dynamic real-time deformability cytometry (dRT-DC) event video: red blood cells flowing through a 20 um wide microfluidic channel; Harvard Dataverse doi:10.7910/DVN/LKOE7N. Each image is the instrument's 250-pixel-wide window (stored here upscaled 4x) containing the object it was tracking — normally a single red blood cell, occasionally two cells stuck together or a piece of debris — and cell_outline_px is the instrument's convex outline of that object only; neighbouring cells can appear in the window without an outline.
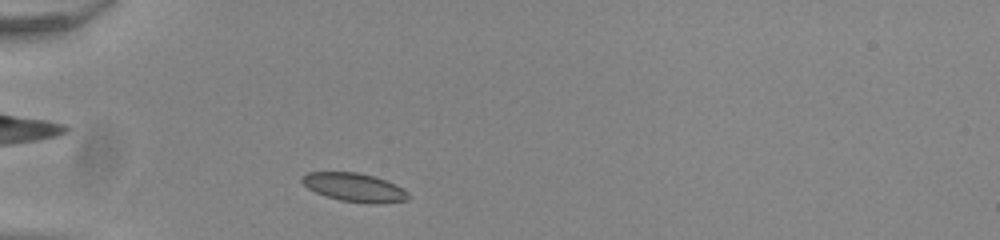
{"species": "common noctule bat (a hibernating species)", "species_latin": "Nyctalus noctula", "temperature_condition": "room temperature", "stored_images_in_passage": 33, "camera_frame_rate_fps": 3000, "um_per_image_px": 0.085, "animal": {"sex": "male", "body_mass_g": 20.0, "forearm_length_mm": 53.3}, "frame": {"image": 1, "passage_image": 1, "time_ms": 0.0, "image_size_px": [1000, 240], "cell_outline_px": [[412, 196], [408, 200], [376, 204], [340, 200], [316, 192], [308, 188], [300, 180], [300, 176], [308, 172], [356, 172], [372, 176], [384, 180], [408, 192]], "centroid_in_image_um": [30.1, 15.93], "position_along_channel_um": 54.9, "area_um2": 17.46}}
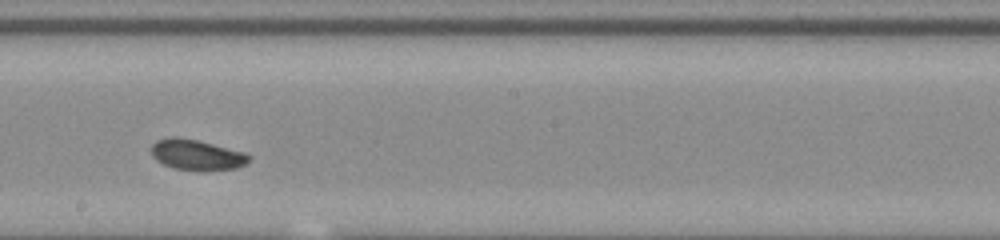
{"frame": {"image": 2, "passage_image": 16, "time_ms": 5.0, "image_size_px": [1000, 240], "cell_outline_px": [[252, 156], [244, 164], [236, 168], [204, 172], [200, 172], [172, 168], [156, 160], [152, 156], [152, 144], [156, 140], [168, 136], [172, 136], [196, 140], [244, 152]], "centroid_in_image_um": [16.69, 13.18], "position_along_channel_um": 231.5, "area_um2": 17.57}}
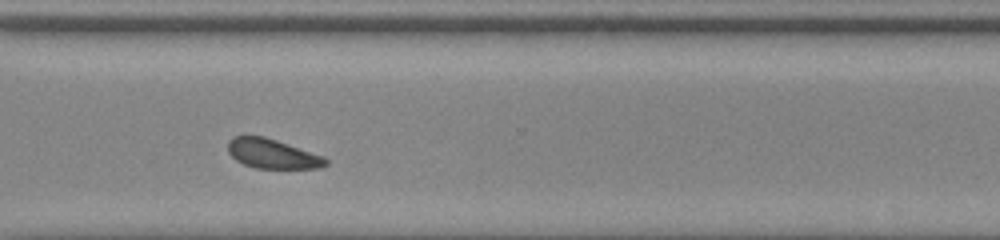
{"frame": {"image": 3, "passage_image": 25, "time_ms": 8.0, "image_size_px": [1000, 240], "cell_outline_px": [[328, 164], [320, 168], [256, 168], [244, 164], [236, 160], [228, 152], [228, 140], [232, 136], [264, 136], [324, 156], [328, 160]], "centroid_in_image_um": [23.15, 13.07], "position_along_channel_um": 347.5, "area_um2": 16.76}, "authors_computed_cell_mechanics": {"area_um2": 17.5134, "velocity_mm_per_s": 3.8655, "shape_relaxation_time_tau1_ms": 9.3634, "shape_relaxation_time_tau2_ms": null, "deformation_change_tau1": 0.1767, "deformation_change_tau2": null}}